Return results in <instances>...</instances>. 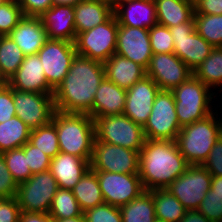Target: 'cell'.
I'll return each instance as SVG.
<instances>
[{"instance_id": "cell-1", "label": "cell", "mask_w": 222, "mask_h": 222, "mask_svg": "<svg viewBox=\"0 0 222 222\" xmlns=\"http://www.w3.org/2000/svg\"><path fill=\"white\" fill-rule=\"evenodd\" d=\"M104 78V63L76 55L68 74L54 90L55 110L91 117L95 93Z\"/></svg>"}, {"instance_id": "cell-2", "label": "cell", "mask_w": 222, "mask_h": 222, "mask_svg": "<svg viewBox=\"0 0 222 222\" xmlns=\"http://www.w3.org/2000/svg\"><path fill=\"white\" fill-rule=\"evenodd\" d=\"M188 166L176 141L146 139L139 153V177L145 190L166 189Z\"/></svg>"}, {"instance_id": "cell-3", "label": "cell", "mask_w": 222, "mask_h": 222, "mask_svg": "<svg viewBox=\"0 0 222 222\" xmlns=\"http://www.w3.org/2000/svg\"><path fill=\"white\" fill-rule=\"evenodd\" d=\"M51 122L58 134L60 152L90 163L95 140L94 119L87 113H65L55 110Z\"/></svg>"}, {"instance_id": "cell-4", "label": "cell", "mask_w": 222, "mask_h": 222, "mask_svg": "<svg viewBox=\"0 0 222 222\" xmlns=\"http://www.w3.org/2000/svg\"><path fill=\"white\" fill-rule=\"evenodd\" d=\"M213 112L206 118L183 126L176 138L180 153L189 165H203L222 135V114Z\"/></svg>"}, {"instance_id": "cell-5", "label": "cell", "mask_w": 222, "mask_h": 222, "mask_svg": "<svg viewBox=\"0 0 222 222\" xmlns=\"http://www.w3.org/2000/svg\"><path fill=\"white\" fill-rule=\"evenodd\" d=\"M213 91L194 75L172 90L181 127L206 118L220 107L214 104L220 95Z\"/></svg>"}, {"instance_id": "cell-6", "label": "cell", "mask_w": 222, "mask_h": 222, "mask_svg": "<svg viewBox=\"0 0 222 222\" xmlns=\"http://www.w3.org/2000/svg\"><path fill=\"white\" fill-rule=\"evenodd\" d=\"M95 140L118 145L134 151L142 150L145 143L143 127L124 114L94 118Z\"/></svg>"}, {"instance_id": "cell-7", "label": "cell", "mask_w": 222, "mask_h": 222, "mask_svg": "<svg viewBox=\"0 0 222 222\" xmlns=\"http://www.w3.org/2000/svg\"><path fill=\"white\" fill-rule=\"evenodd\" d=\"M118 22L113 14L106 22L78 33L74 41L77 55L105 63L116 52Z\"/></svg>"}, {"instance_id": "cell-8", "label": "cell", "mask_w": 222, "mask_h": 222, "mask_svg": "<svg viewBox=\"0 0 222 222\" xmlns=\"http://www.w3.org/2000/svg\"><path fill=\"white\" fill-rule=\"evenodd\" d=\"M181 128L172 91L160 90L155 97L148 121L143 127L145 138L176 141Z\"/></svg>"}, {"instance_id": "cell-9", "label": "cell", "mask_w": 222, "mask_h": 222, "mask_svg": "<svg viewBox=\"0 0 222 222\" xmlns=\"http://www.w3.org/2000/svg\"><path fill=\"white\" fill-rule=\"evenodd\" d=\"M58 188L56 179L48 170L33 174L18 184L15 198L21 211L49 213Z\"/></svg>"}, {"instance_id": "cell-10", "label": "cell", "mask_w": 222, "mask_h": 222, "mask_svg": "<svg viewBox=\"0 0 222 222\" xmlns=\"http://www.w3.org/2000/svg\"><path fill=\"white\" fill-rule=\"evenodd\" d=\"M212 175L203 165H189L166 189L174 195L187 211L198 210L210 190Z\"/></svg>"}, {"instance_id": "cell-11", "label": "cell", "mask_w": 222, "mask_h": 222, "mask_svg": "<svg viewBox=\"0 0 222 222\" xmlns=\"http://www.w3.org/2000/svg\"><path fill=\"white\" fill-rule=\"evenodd\" d=\"M90 169L112 173L139 174V152L94 140Z\"/></svg>"}, {"instance_id": "cell-12", "label": "cell", "mask_w": 222, "mask_h": 222, "mask_svg": "<svg viewBox=\"0 0 222 222\" xmlns=\"http://www.w3.org/2000/svg\"><path fill=\"white\" fill-rule=\"evenodd\" d=\"M173 43L174 54L177 55L192 71H194L211 53L213 46L195 30V21L169 28Z\"/></svg>"}, {"instance_id": "cell-13", "label": "cell", "mask_w": 222, "mask_h": 222, "mask_svg": "<svg viewBox=\"0 0 222 222\" xmlns=\"http://www.w3.org/2000/svg\"><path fill=\"white\" fill-rule=\"evenodd\" d=\"M45 78L55 90L68 74L73 59L77 55L74 42L48 39L38 51Z\"/></svg>"}, {"instance_id": "cell-14", "label": "cell", "mask_w": 222, "mask_h": 222, "mask_svg": "<svg viewBox=\"0 0 222 222\" xmlns=\"http://www.w3.org/2000/svg\"><path fill=\"white\" fill-rule=\"evenodd\" d=\"M16 116L31 130L45 126L55 112L53 94H41L13 89Z\"/></svg>"}, {"instance_id": "cell-15", "label": "cell", "mask_w": 222, "mask_h": 222, "mask_svg": "<svg viewBox=\"0 0 222 222\" xmlns=\"http://www.w3.org/2000/svg\"><path fill=\"white\" fill-rule=\"evenodd\" d=\"M95 172L104 202L112 206L120 208L145 191L139 174Z\"/></svg>"}, {"instance_id": "cell-16", "label": "cell", "mask_w": 222, "mask_h": 222, "mask_svg": "<svg viewBox=\"0 0 222 222\" xmlns=\"http://www.w3.org/2000/svg\"><path fill=\"white\" fill-rule=\"evenodd\" d=\"M146 75L152 78L160 90L172 91L188 80L193 71L174 53L153 54Z\"/></svg>"}, {"instance_id": "cell-17", "label": "cell", "mask_w": 222, "mask_h": 222, "mask_svg": "<svg viewBox=\"0 0 222 222\" xmlns=\"http://www.w3.org/2000/svg\"><path fill=\"white\" fill-rule=\"evenodd\" d=\"M160 91L159 86L149 76H144L132 87L126 90V101L123 114L136 124L144 127L154 104L155 97Z\"/></svg>"}, {"instance_id": "cell-18", "label": "cell", "mask_w": 222, "mask_h": 222, "mask_svg": "<svg viewBox=\"0 0 222 222\" xmlns=\"http://www.w3.org/2000/svg\"><path fill=\"white\" fill-rule=\"evenodd\" d=\"M115 53L134 61L146 70L153 55L149 29L118 24Z\"/></svg>"}, {"instance_id": "cell-19", "label": "cell", "mask_w": 222, "mask_h": 222, "mask_svg": "<svg viewBox=\"0 0 222 222\" xmlns=\"http://www.w3.org/2000/svg\"><path fill=\"white\" fill-rule=\"evenodd\" d=\"M8 85L15 90L54 94L48 84L38 54L25 56L16 73L8 80Z\"/></svg>"}, {"instance_id": "cell-20", "label": "cell", "mask_w": 222, "mask_h": 222, "mask_svg": "<svg viewBox=\"0 0 222 222\" xmlns=\"http://www.w3.org/2000/svg\"><path fill=\"white\" fill-rule=\"evenodd\" d=\"M9 36L25 56L37 54L48 40L42 19L34 16H23Z\"/></svg>"}, {"instance_id": "cell-21", "label": "cell", "mask_w": 222, "mask_h": 222, "mask_svg": "<svg viewBox=\"0 0 222 222\" xmlns=\"http://www.w3.org/2000/svg\"><path fill=\"white\" fill-rule=\"evenodd\" d=\"M40 18L48 39L75 41L77 34L73 6L52 5Z\"/></svg>"}, {"instance_id": "cell-22", "label": "cell", "mask_w": 222, "mask_h": 222, "mask_svg": "<svg viewBox=\"0 0 222 222\" xmlns=\"http://www.w3.org/2000/svg\"><path fill=\"white\" fill-rule=\"evenodd\" d=\"M89 168L90 163L87 160L59 152L52 158L49 171L56 179L59 188L72 190Z\"/></svg>"}, {"instance_id": "cell-23", "label": "cell", "mask_w": 222, "mask_h": 222, "mask_svg": "<svg viewBox=\"0 0 222 222\" xmlns=\"http://www.w3.org/2000/svg\"><path fill=\"white\" fill-rule=\"evenodd\" d=\"M113 14L122 26L151 29L157 24L154 0H135L119 6Z\"/></svg>"}, {"instance_id": "cell-24", "label": "cell", "mask_w": 222, "mask_h": 222, "mask_svg": "<svg viewBox=\"0 0 222 222\" xmlns=\"http://www.w3.org/2000/svg\"><path fill=\"white\" fill-rule=\"evenodd\" d=\"M126 101V90L118 87L106 77L96 90L93 102V119L103 116L123 114Z\"/></svg>"}, {"instance_id": "cell-25", "label": "cell", "mask_w": 222, "mask_h": 222, "mask_svg": "<svg viewBox=\"0 0 222 222\" xmlns=\"http://www.w3.org/2000/svg\"><path fill=\"white\" fill-rule=\"evenodd\" d=\"M104 68L105 77L125 90L146 76V70L141 65L116 53L104 63Z\"/></svg>"}, {"instance_id": "cell-26", "label": "cell", "mask_w": 222, "mask_h": 222, "mask_svg": "<svg viewBox=\"0 0 222 222\" xmlns=\"http://www.w3.org/2000/svg\"><path fill=\"white\" fill-rule=\"evenodd\" d=\"M112 15V8L107 4L93 0H82L74 6L76 34L103 24Z\"/></svg>"}, {"instance_id": "cell-27", "label": "cell", "mask_w": 222, "mask_h": 222, "mask_svg": "<svg viewBox=\"0 0 222 222\" xmlns=\"http://www.w3.org/2000/svg\"><path fill=\"white\" fill-rule=\"evenodd\" d=\"M157 24L168 28L189 22L194 15V4L187 0H154Z\"/></svg>"}, {"instance_id": "cell-28", "label": "cell", "mask_w": 222, "mask_h": 222, "mask_svg": "<svg viewBox=\"0 0 222 222\" xmlns=\"http://www.w3.org/2000/svg\"><path fill=\"white\" fill-rule=\"evenodd\" d=\"M72 191L83 212L104 203L97 174L90 168Z\"/></svg>"}, {"instance_id": "cell-29", "label": "cell", "mask_w": 222, "mask_h": 222, "mask_svg": "<svg viewBox=\"0 0 222 222\" xmlns=\"http://www.w3.org/2000/svg\"><path fill=\"white\" fill-rule=\"evenodd\" d=\"M156 219L166 222H180L187 211L182 203L167 189L151 190Z\"/></svg>"}, {"instance_id": "cell-30", "label": "cell", "mask_w": 222, "mask_h": 222, "mask_svg": "<svg viewBox=\"0 0 222 222\" xmlns=\"http://www.w3.org/2000/svg\"><path fill=\"white\" fill-rule=\"evenodd\" d=\"M193 75L209 88L215 91L218 88V95L222 94V47H214L210 55L193 71Z\"/></svg>"}, {"instance_id": "cell-31", "label": "cell", "mask_w": 222, "mask_h": 222, "mask_svg": "<svg viewBox=\"0 0 222 222\" xmlns=\"http://www.w3.org/2000/svg\"><path fill=\"white\" fill-rule=\"evenodd\" d=\"M31 129L16 115L0 123V153L21 148L29 141Z\"/></svg>"}, {"instance_id": "cell-32", "label": "cell", "mask_w": 222, "mask_h": 222, "mask_svg": "<svg viewBox=\"0 0 222 222\" xmlns=\"http://www.w3.org/2000/svg\"><path fill=\"white\" fill-rule=\"evenodd\" d=\"M122 222H155L156 213L150 190L120 207Z\"/></svg>"}, {"instance_id": "cell-33", "label": "cell", "mask_w": 222, "mask_h": 222, "mask_svg": "<svg viewBox=\"0 0 222 222\" xmlns=\"http://www.w3.org/2000/svg\"><path fill=\"white\" fill-rule=\"evenodd\" d=\"M48 214L54 220L74 218L84 215L73 194V191L63 188H58L57 192L55 193Z\"/></svg>"}, {"instance_id": "cell-34", "label": "cell", "mask_w": 222, "mask_h": 222, "mask_svg": "<svg viewBox=\"0 0 222 222\" xmlns=\"http://www.w3.org/2000/svg\"><path fill=\"white\" fill-rule=\"evenodd\" d=\"M25 55L9 36H0V67L9 80L24 61Z\"/></svg>"}, {"instance_id": "cell-35", "label": "cell", "mask_w": 222, "mask_h": 222, "mask_svg": "<svg viewBox=\"0 0 222 222\" xmlns=\"http://www.w3.org/2000/svg\"><path fill=\"white\" fill-rule=\"evenodd\" d=\"M195 30L213 47H222V15L194 14Z\"/></svg>"}, {"instance_id": "cell-36", "label": "cell", "mask_w": 222, "mask_h": 222, "mask_svg": "<svg viewBox=\"0 0 222 222\" xmlns=\"http://www.w3.org/2000/svg\"><path fill=\"white\" fill-rule=\"evenodd\" d=\"M29 142L51 158L60 152L58 134L52 122L31 130Z\"/></svg>"}, {"instance_id": "cell-37", "label": "cell", "mask_w": 222, "mask_h": 222, "mask_svg": "<svg viewBox=\"0 0 222 222\" xmlns=\"http://www.w3.org/2000/svg\"><path fill=\"white\" fill-rule=\"evenodd\" d=\"M2 154L8 170L17 184L25 182L33 175L22 147L5 151Z\"/></svg>"}, {"instance_id": "cell-38", "label": "cell", "mask_w": 222, "mask_h": 222, "mask_svg": "<svg viewBox=\"0 0 222 222\" xmlns=\"http://www.w3.org/2000/svg\"><path fill=\"white\" fill-rule=\"evenodd\" d=\"M149 39L153 54L174 53L172 34L167 26L154 25L149 29Z\"/></svg>"}, {"instance_id": "cell-39", "label": "cell", "mask_w": 222, "mask_h": 222, "mask_svg": "<svg viewBox=\"0 0 222 222\" xmlns=\"http://www.w3.org/2000/svg\"><path fill=\"white\" fill-rule=\"evenodd\" d=\"M23 16L18 2L8 0L0 6V36L9 35Z\"/></svg>"}, {"instance_id": "cell-40", "label": "cell", "mask_w": 222, "mask_h": 222, "mask_svg": "<svg viewBox=\"0 0 222 222\" xmlns=\"http://www.w3.org/2000/svg\"><path fill=\"white\" fill-rule=\"evenodd\" d=\"M86 222H122L119 207L102 203L83 212Z\"/></svg>"}, {"instance_id": "cell-41", "label": "cell", "mask_w": 222, "mask_h": 222, "mask_svg": "<svg viewBox=\"0 0 222 222\" xmlns=\"http://www.w3.org/2000/svg\"><path fill=\"white\" fill-rule=\"evenodd\" d=\"M32 174L48 171L52 158L33 146L29 141L22 146Z\"/></svg>"}, {"instance_id": "cell-42", "label": "cell", "mask_w": 222, "mask_h": 222, "mask_svg": "<svg viewBox=\"0 0 222 222\" xmlns=\"http://www.w3.org/2000/svg\"><path fill=\"white\" fill-rule=\"evenodd\" d=\"M198 211L212 222H222V196L212 195L210 189L203 198Z\"/></svg>"}, {"instance_id": "cell-43", "label": "cell", "mask_w": 222, "mask_h": 222, "mask_svg": "<svg viewBox=\"0 0 222 222\" xmlns=\"http://www.w3.org/2000/svg\"><path fill=\"white\" fill-rule=\"evenodd\" d=\"M18 184L8 170L3 154L0 153V198L16 196Z\"/></svg>"}, {"instance_id": "cell-44", "label": "cell", "mask_w": 222, "mask_h": 222, "mask_svg": "<svg viewBox=\"0 0 222 222\" xmlns=\"http://www.w3.org/2000/svg\"><path fill=\"white\" fill-rule=\"evenodd\" d=\"M203 166L212 176H222V135L214 144Z\"/></svg>"}, {"instance_id": "cell-45", "label": "cell", "mask_w": 222, "mask_h": 222, "mask_svg": "<svg viewBox=\"0 0 222 222\" xmlns=\"http://www.w3.org/2000/svg\"><path fill=\"white\" fill-rule=\"evenodd\" d=\"M13 102V89L6 85L0 87V123L6 122L16 115Z\"/></svg>"}, {"instance_id": "cell-46", "label": "cell", "mask_w": 222, "mask_h": 222, "mask_svg": "<svg viewBox=\"0 0 222 222\" xmlns=\"http://www.w3.org/2000/svg\"><path fill=\"white\" fill-rule=\"evenodd\" d=\"M20 212L15 197L0 198V222H19Z\"/></svg>"}, {"instance_id": "cell-47", "label": "cell", "mask_w": 222, "mask_h": 222, "mask_svg": "<svg viewBox=\"0 0 222 222\" xmlns=\"http://www.w3.org/2000/svg\"><path fill=\"white\" fill-rule=\"evenodd\" d=\"M53 5L52 0H21V7L24 16L40 17Z\"/></svg>"}, {"instance_id": "cell-48", "label": "cell", "mask_w": 222, "mask_h": 222, "mask_svg": "<svg viewBox=\"0 0 222 222\" xmlns=\"http://www.w3.org/2000/svg\"><path fill=\"white\" fill-rule=\"evenodd\" d=\"M194 14L222 15V0H197Z\"/></svg>"}, {"instance_id": "cell-49", "label": "cell", "mask_w": 222, "mask_h": 222, "mask_svg": "<svg viewBox=\"0 0 222 222\" xmlns=\"http://www.w3.org/2000/svg\"><path fill=\"white\" fill-rule=\"evenodd\" d=\"M19 222H55L48 213L24 212L19 215Z\"/></svg>"}, {"instance_id": "cell-50", "label": "cell", "mask_w": 222, "mask_h": 222, "mask_svg": "<svg viewBox=\"0 0 222 222\" xmlns=\"http://www.w3.org/2000/svg\"><path fill=\"white\" fill-rule=\"evenodd\" d=\"M180 222H212L208 220L198 210H189L185 212V215L181 218Z\"/></svg>"}, {"instance_id": "cell-51", "label": "cell", "mask_w": 222, "mask_h": 222, "mask_svg": "<svg viewBox=\"0 0 222 222\" xmlns=\"http://www.w3.org/2000/svg\"><path fill=\"white\" fill-rule=\"evenodd\" d=\"M212 195L222 196V176H212L211 186Z\"/></svg>"}, {"instance_id": "cell-52", "label": "cell", "mask_w": 222, "mask_h": 222, "mask_svg": "<svg viewBox=\"0 0 222 222\" xmlns=\"http://www.w3.org/2000/svg\"><path fill=\"white\" fill-rule=\"evenodd\" d=\"M82 0H52L53 5H68L75 6Z\"/></svg>"}, {"instance_id": "cell-53", "label": "cell", "mask_w": 222, "mask_h": 222, "mask_svg": "<svg viewBox=\"0 0 222 222\" xmlns=\"http://www.w3.org/2000/svg\"><path fill=\"white\" fill-rule=\"evenodd\" d=\"M55 222H86L85 216L80 215L74 218H67V219H56Z\"/></svg>"}, {"instance_id": "cell-54", "label": "cell", "mask_w": 222, "mask_h": 222, "mask_svg": "<svg viewBox=\"0 0 222 222\" xmlns=\"http://www.w3.org/2000/svg\"><path fill=\"white\" fill-rule=\"evenodd\" d=\"M135 0H113V12L121 5H124L126 3H130Z\"/></svg>"}, {"instance_id": "cell-55", "label": "cell", "mask_w": 222, "mask_h": 222, "mask_svg": "<svg viewBox=\"0 0 222 222\" xmlns=\"http://www.w3.org/2000/svg\"><path fill=\"white\" fill-rule=\"evenodd\" d=\"M8 85V79L4 76L1 67H0V87Z\"/></svg>"}, {"instance_id": "cell-56", "label": "cell", "mask_w": 222, "mask_h": 222, "mask_svg": "<svg viewBox=\"0 0 222 222\" xmlns=\"http://www.w3.org/2000/svg\"><path fill=\"white\" fill-rule=\"evenodd\" d=\"M93 1L107 4L108 6L112 8V11H113V0H93Z\"/></svg>"}, {"instance_id": "cell-57", "label": "cell", "mask_w": 222, "mask_h": 222, "mask_svg": "<svg viewBox=\"0 0 222 222\" xmlns=\"http://www.w3.org/2000/svg\"><path fill=\"white\" fill-rule=\"evenodd\" d=\"M8 0H0V6H2L3 4H5Z\"/></svg>"}, {"instance_id": "cell-58", "label": "cell", "mask_w": 222, "mask_h": 222, "mask_svg": "<svg viewBox=\"0 0 222 222\" xmlns=\"http://www.w3.org/2000/svg\"><path fill=\"white\" fill-rule=\"evenodd\" d=\"M187 1H189V2L194 4L197 0H187Z\"/></svg>"}, {"instance_id": "cell-59", "label": "cell", "mask_w": 222, "mask_h": 222, "mask_svg": "<svg viewBox=\"0 0 222 222\" xmlns=\"http://www.w3.org/2000/svg\"><path fill=\"white\" fill-rule=\"evenodd\" d=\"M12 1H14V2H18V3H19L21 0H12Z\"/></svg>"}]
</instances>
